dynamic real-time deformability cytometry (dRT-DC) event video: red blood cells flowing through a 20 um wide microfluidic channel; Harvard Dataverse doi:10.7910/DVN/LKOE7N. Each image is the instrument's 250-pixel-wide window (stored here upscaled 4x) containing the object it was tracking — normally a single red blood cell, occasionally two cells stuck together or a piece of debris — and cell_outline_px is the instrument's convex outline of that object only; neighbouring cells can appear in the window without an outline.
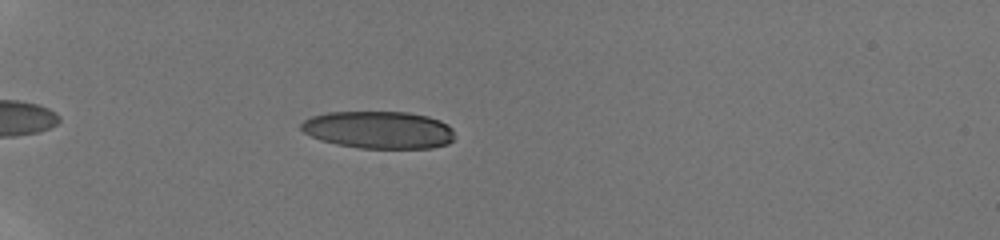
{"species": "human", "species_latin": "Homo sapiens", "temperature_condition": "room temperature", "stored_images_in_passage": 40, "camera_frame_rate_fps": 3000, "um_per_image_px": 0.085, "donor": {"sex": "male"}, "frame": {"image": 1, "passage_image": 6, "time_ms": 2.0, "image_size_px": [1000, 240], "cell_outline_px": [[452, 140], [448, 144], [432, 148], [360, 148], [336, 144], [320, 140], [304, 132], [300, 128], [300, 124], [304, 120], [312, 116], [328, 112], [408, 112], [428, 116], [440, 120], [448, 124], [452, 128]], "centroid_in_image_um": [32.19, 11.03], "position_along_channel_um": 52.8, "area_um2": 33.52}}
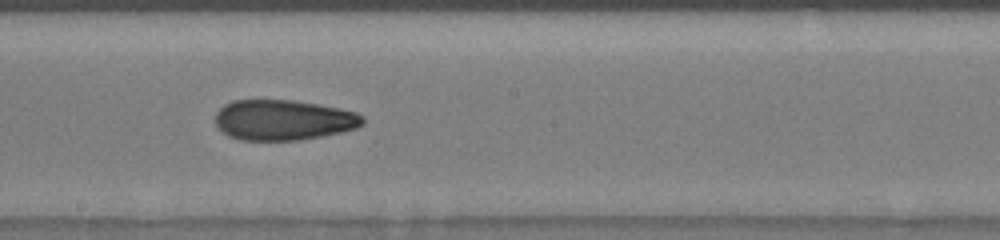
{"frame": {"image": 2, "passage_image": 21, "time_ms": 7.333, "image_size_px": [1000, 240], "cell_outline_px": [[364, 124], [356, 128], [340, 132], [300, 140], [240, 140], [228, 136], [216, 124], [216, 112], [224, 104], [232, 100], [292, 100], [340, 108], [356, 112], [364, 116]], "centroid_in_image_um": [24.09, 10.19], "position_along_channel_um": 224.1, "area_um2": 34.68}}
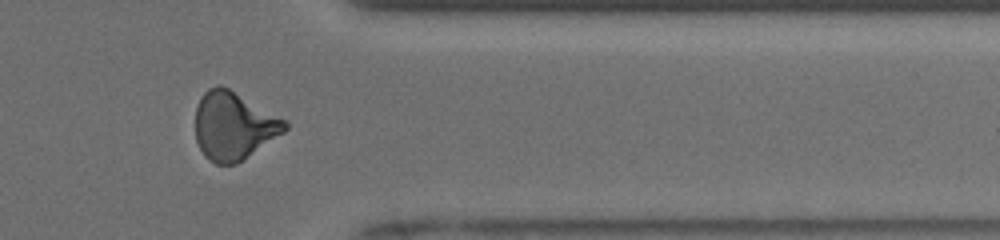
{"frame": {"image": 3, "passage_image": 33, "time_ms": 11.667, "image_size_px": [1000, 240], "cell_outline_px": [[288, 128], [284, 132], [244, 160], [236, 164], [216, 164], [208, 160], [204, 156], [196, 140], [196, 108], [200, 96], [208, 88], [216, 84], [220, 84], [228, 88], [284, 120], [288, 124]], "centroid_in_image_um": [19.82, 10.71], "position_along_channel_um": 391.6, "area_um2": 35.26}, "authors_computed_cell_mechanics": {"area_um2": 34.7667, "velocity_mm_per_s": 3.9563, "shape_relaxation_time_tau1_ms": null, "shape_relaxation_time_tau2_ms": 2.0972, "deformation_change_tau1": null, "deformation_change_tau2": 0.0911}}